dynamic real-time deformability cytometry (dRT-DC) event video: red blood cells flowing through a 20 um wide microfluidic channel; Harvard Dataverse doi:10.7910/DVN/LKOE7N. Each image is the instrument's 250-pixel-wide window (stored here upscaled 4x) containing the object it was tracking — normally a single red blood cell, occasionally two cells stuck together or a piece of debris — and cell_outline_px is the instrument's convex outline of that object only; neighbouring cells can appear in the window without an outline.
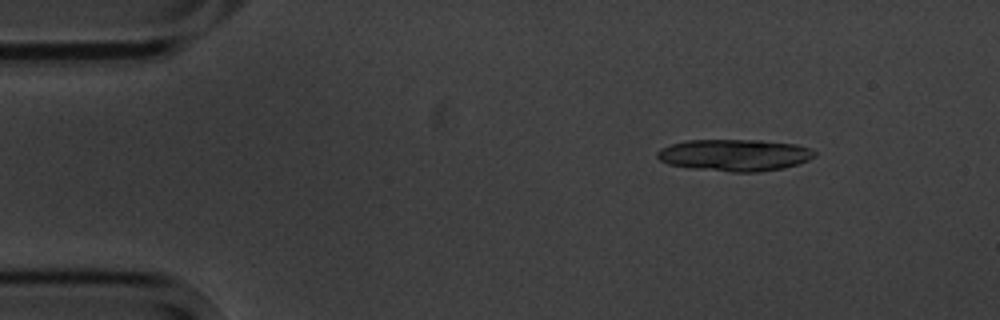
{"species": "common noctule bat (a hibernating species)", "species_latin": "Nyctalus noctula", "temperature_condition": "cold", "stored_images_in_passage": 8, "segment_of_instrument_passage": [1, 2], "camera_frame_rate_fps": 3000, "um_per_image_px": 0.085, "animal": {"sex": "male", "body_mass_g": 20.1, "forearm_length_mm": 53.5}, "frame": {"image": 1, "passage_image": 1, "time_ms": 0.0, "image_size_px": [1000, 320], "cell_outline_px": [[816, 156], [808, 160], [784, 168], [760, 172], [732, 172], [688, 168], [668, 164], [660, 160], [656, 156], [656, 152], [660, 148], [672, 144], [688, 140], [760, 140], [796, 144], [808, 148], [816, 152]], "centroid_in_image_um": [62.42, 13.19], "position_along_channel_um": 22.6, "area_um2": 29.3}}